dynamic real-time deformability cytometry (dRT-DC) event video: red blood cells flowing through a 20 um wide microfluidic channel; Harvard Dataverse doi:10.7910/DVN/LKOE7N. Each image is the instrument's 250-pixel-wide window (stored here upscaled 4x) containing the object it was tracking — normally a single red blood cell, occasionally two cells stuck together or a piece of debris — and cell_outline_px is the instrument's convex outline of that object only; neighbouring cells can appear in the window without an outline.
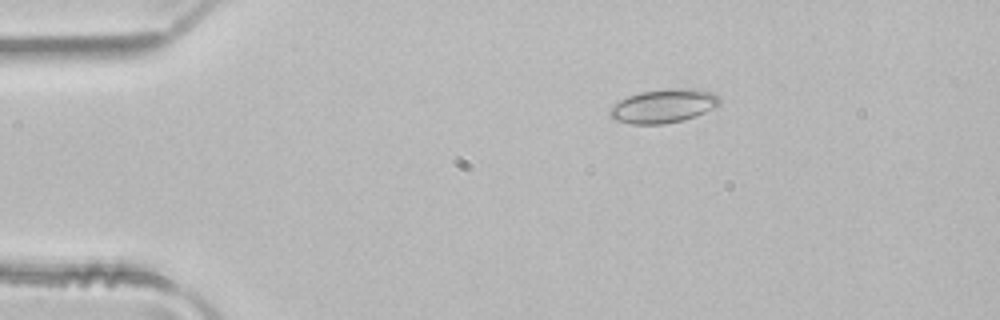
{"species": "common noctule bat (a hibernating species)", "species_latin": "Nyctalus noctula", "temperature_condition": "room temperature", "stored_images_in_passage": 2, "camera_frame_rate_fps": 3000, "um_per_image_px": 0.085, "animal": {"sex": "male", "body_mass_g": 21.5, "forearm_length_mm": 52.0}, "frame": {"image": 1, "passage_image": 1, "time_ms": 0.0, "image_size_px": [1000, 320], "cell_outline_px": [[720, 104], [716, 108], [696, 116], [684, 120], [664, 124], [628, 124], [616, 120], [608, 116], [608, 108], [620, 100], [628, 96], [640, 92], [668, 88], [688, 88], [712, 92], [720, 96]], "centroid_in_image_um": [56.39, 9.01], "position_along_channel_um": 28.6, "area_um2": 21.96}}